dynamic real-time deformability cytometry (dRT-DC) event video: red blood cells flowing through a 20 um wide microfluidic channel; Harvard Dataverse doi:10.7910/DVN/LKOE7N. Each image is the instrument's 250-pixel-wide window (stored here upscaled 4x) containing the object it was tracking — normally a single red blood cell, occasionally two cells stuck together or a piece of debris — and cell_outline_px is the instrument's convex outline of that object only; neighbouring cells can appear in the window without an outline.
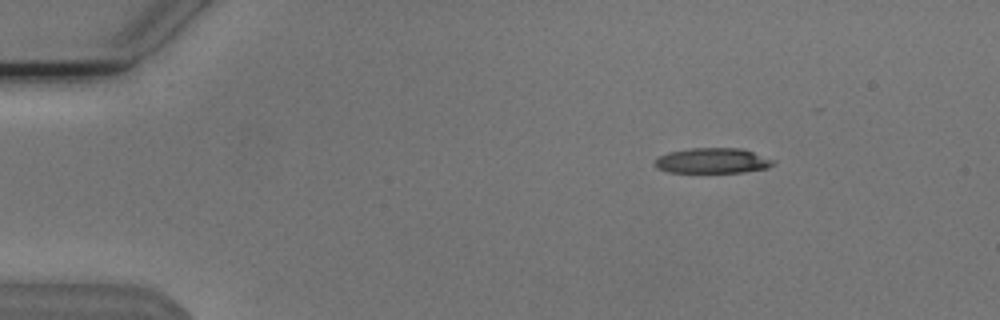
{"species": "Egyptian fruit bat (a non-hibernating species)", "species_latin": "Rousettus aegyptiacus", "temperature_condition": "cold", "stored_images_in_passage": 4, "camera_frame_rate_fps": 3000, "um_per_image_px": 0.085, "animal": {"sex": "male"}, "frame": {"image": 1, "passage_image": 2, "time_ms": 0.333, "image_size_px": [1000, 320], "cell_outline_px": [[776, 164], [768, 168], [744, 172], [668, 172], [656, 168], [656, 160], [660, 156], [668, 152], [688, 148], [744, 148], [776, 160]], "centroid_in_image_um": [60.64, 13.65], "position_along_channel_um": 24.4, "area_um2": 17.63}}